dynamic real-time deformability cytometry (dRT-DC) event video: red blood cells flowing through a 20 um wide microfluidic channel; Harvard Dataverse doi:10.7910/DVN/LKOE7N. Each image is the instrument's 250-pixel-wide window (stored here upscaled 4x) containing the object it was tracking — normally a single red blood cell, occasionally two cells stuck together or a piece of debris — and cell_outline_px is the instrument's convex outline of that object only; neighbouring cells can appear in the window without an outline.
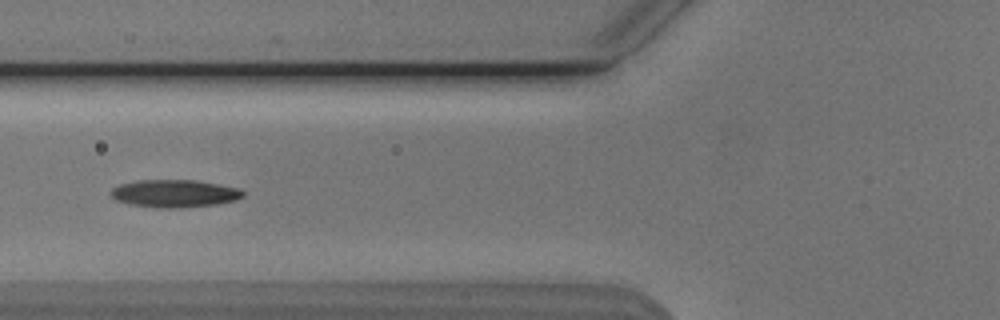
{"species": "Egyptian fruit bat (a non-hibernating species)", "species_latin": "Rousettus aegyptiacus", "temperature_condition": "cold", "stored_images_in_passage": 41, "camera_frame_rate_fps": 3000, "um_per_image_px": 0.085, "animal": {"sex": "male"}, "frame": {"image": 1, "passage_image": 7, "time_ms": 2.0, "image_size_px": [1000, 320], "cell_outline_px": [[244, 196], [236, 200], [216, 204], [180, 208], [156, 208], [128, 204], [116, 200], [108, 192], [112, 188], [120, 184], [136, 180], [196, 180], [240, 188], [244, 192]], "centroid_in_image_um": [14.81, 16.45], "position_along_channel_um": 111.0, "area_um2": 21.5}}
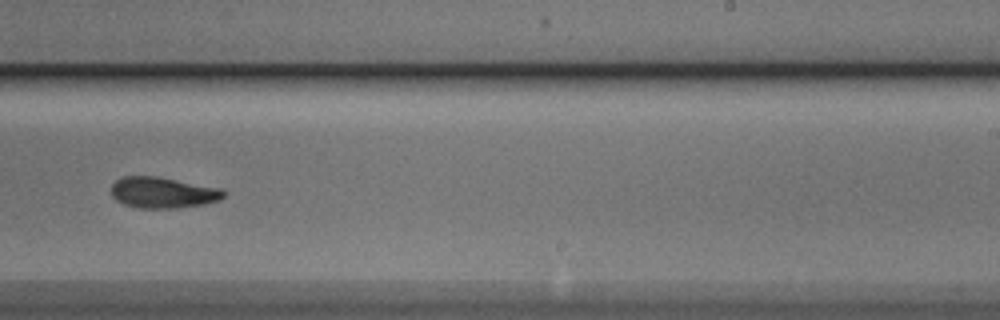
{"frame": {"image": 2, "passage_image": 20, "time_ms": 6.333, "image_size_px": [1000, 320], "cell_outline_px": [[228, 192], [220, 200], [204, 204], [180, 208], [136, 208], [124, 204], [116, 200], [112, 196], [112, 184], [116, 180], [124, 176], [156, 176], [220, 188]], "centroid_in_image_um": [13.85, 16.38], "position_along_channel_um": 275.1, "area_um2": 20.4}}
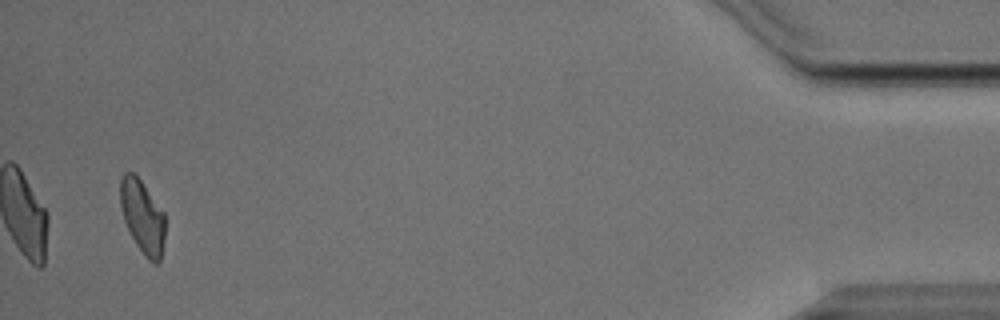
{"frame": {"image": 3, "passage_image": 38, "time_ms": 12.333, "image_size_px": [1000, 320], "cell_outline_px": [[164, 240], [160, 260], [156, 264], [152, 264], [144, 256], [136, 244], [124, 220], [120, 204], [120, 180], [124, 172], [132, 172], [140, 180], [164, 212]], "centroid_in_image_um": [12.11, 18.44], "position_along_channel_um": 423.1, "area_um2": 18.96}, "authors_computed_cell_mechanics": {"area_um2": 20.4034, "velocity_mm_per_s": 3.7979, "shape_relaxation_time_tau1_ms": 3.6051, "shape_relaxation_time_tau2_ms": 7.0089, "deformation_change_tau1": 0.1151, "deformation_change_tau2": 0.1522}}